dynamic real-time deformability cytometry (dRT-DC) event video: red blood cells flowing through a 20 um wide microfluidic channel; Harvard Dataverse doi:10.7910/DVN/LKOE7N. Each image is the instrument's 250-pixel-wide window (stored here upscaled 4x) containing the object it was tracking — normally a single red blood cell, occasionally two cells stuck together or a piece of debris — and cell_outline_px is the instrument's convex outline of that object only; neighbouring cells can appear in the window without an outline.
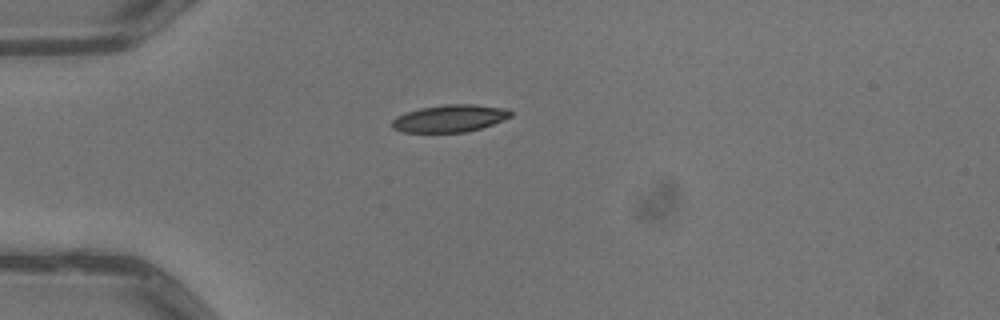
{"species": "common noctule bat (a hibernating species)", "species_latin": "Nyctalus noctula", "temperature_condition": "warm", "stored_images_in_passage": 1, "camera_frame_rate_fps": 3000, "um_per_image_px": 0.085, "animal": {"sex": "male", "body_mass_g": 13.3}, "frame": {"image": 1, "passage_image": 1, "time_ms": 0.0, "image_size_px": [1000, 320], "cell_outline_px": [[512, 116], [504, 120], [468, 132], [400, 132], [392, 128], [392, 120], [396, 116], [420, 108], [444, 104], [472, 104], [508, 108], [512, 112]], "centroid_in_image_um": [38.25, 10.06], "position_along_channel_um": 46.8, "area_um2": 18.96}}